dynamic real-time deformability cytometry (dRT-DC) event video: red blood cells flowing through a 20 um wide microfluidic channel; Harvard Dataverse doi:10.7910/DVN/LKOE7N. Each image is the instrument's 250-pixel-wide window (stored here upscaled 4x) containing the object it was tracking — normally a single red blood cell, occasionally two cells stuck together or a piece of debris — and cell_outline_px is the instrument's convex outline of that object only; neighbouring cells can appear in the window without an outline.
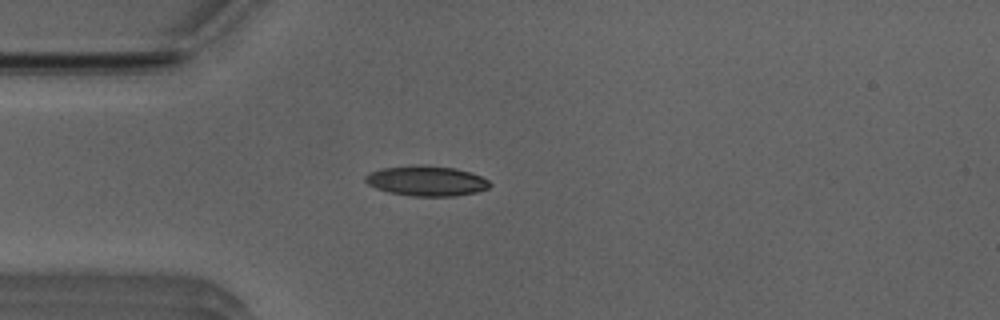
{"species": "Egyptian fruit bat (a non-hibernating species)", "species_latin": "Rousettus aegyptiacus", "temperature_condition": "room temperature", "stored_images_in_passage": 51, "camera_frame_rate_fps": 3000, "um_per_image_px": 0.085, "animal": {"sex": "male"}, "frame": {"image": 1, "passage_image": 13, "time_ms": 4.0, "image_size_px": [1000, 320], "cell_outline_px": [[492, 184], [488, 188], [476, 192], [456, 196], [412, 196], [388, 192], [376, 188], [368, 184], [364, 180], [364, 176], [368, 172], [384, 168], [424, 164], [456, 168], [472, 172], [488, 180]], "centroid_in_image_um": [36.26, 15.37], "position_along_channel_um": 48.7, "area_um2": 22.02}}
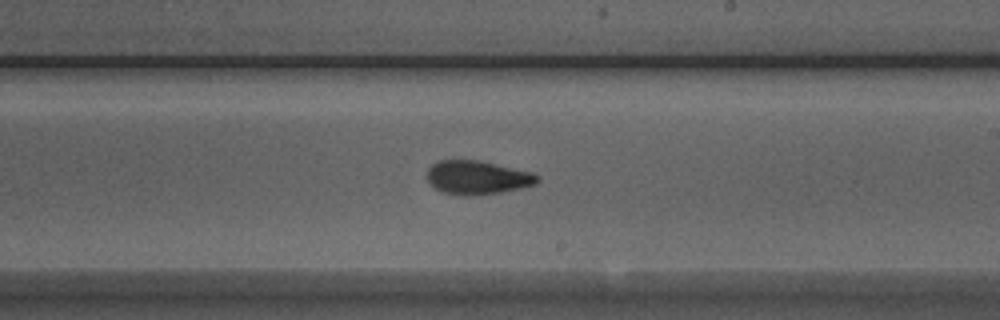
{"frame": {"image": 2, "passage_image": 29, "time_ms": 9.333, "image_size_px": [1000, 320], "cell_outline_px": [[540, 180], [536, 184], [520, 188], [500, 192], [468, 196], [460, 196], [444, 192], [436, 188], [428, 180], [428, 168], [432, 164], [440, 160], [480, 160], [528, 172], [540, 176]], "centroid_in_image_um": [40.57, 15.09], "position_along_channel_um": 248.4, "area_um2": 21.39}}
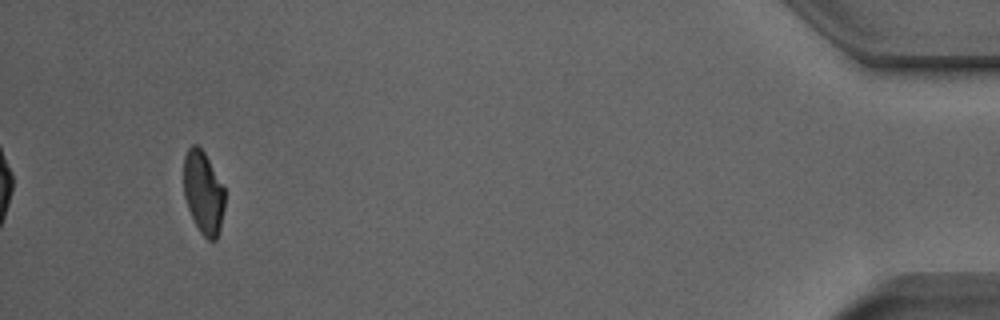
{"frame": {"image": 3, "passage_image": 48, "time_ms": 15.667, "image_size_px": [1000, 320], "cell_outline_px": [[224, 208], [220, 228], [216, 240], [208, 240], [200, 232], [188, 208], [184, 196], [184, 156], [188, 148], [192, 144], [196, 144], [204, 152], [224, 188]], "centroid_in_image_um": [17.27, 16.36], "position_along_channel_um": 417.9, "area_um2": 19.59}, "authors_computed_cell_mechanics": {"area_um2": 21.0392, "velocity_mm_per_s": 3.9457, "shape_relaxation_time_tau1_ms": 4.949, "shape_relaxation_time_tau2_ms": 2.5001, "deformation_change_tau1": 0.1629, "deformation_change_tau2": 0.0798}}